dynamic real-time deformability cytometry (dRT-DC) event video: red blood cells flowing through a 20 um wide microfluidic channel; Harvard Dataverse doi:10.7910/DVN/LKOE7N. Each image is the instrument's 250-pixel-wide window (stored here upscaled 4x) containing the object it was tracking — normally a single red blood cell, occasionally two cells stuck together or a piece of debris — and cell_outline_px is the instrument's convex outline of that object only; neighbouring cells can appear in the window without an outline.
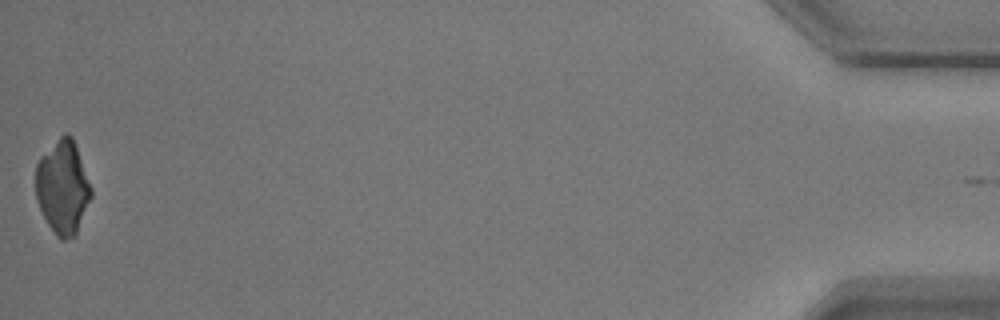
{"species": "common noctule bat (a hibernating species)", "species_latin": "Nyctalus noctula", "temperature_condition": "warm", "stored_images_in_passage": 45, "camera_frame_rate_fps": 3000, "um_per_image_px": 0.085, "animal": {"sex": "male", "body_mass_g": 17.9}, "frame": {"image": 1, "passage_image": 45, "time_ms": 14.667, "image_size_px": [1000, 320], "cell_outline_px": [[92, 196], [76, 236], [64, 240], [60, 240], [56, 236], [48, 224], [36, 200], [36, 164], [40, 156], [64, 132], [68, 132], [72, 136], [92, 188]], "centroid_in_image_um": [5.34, 15.92], "position_along_channel_um": 429.9, "area_um2": 30.4}}